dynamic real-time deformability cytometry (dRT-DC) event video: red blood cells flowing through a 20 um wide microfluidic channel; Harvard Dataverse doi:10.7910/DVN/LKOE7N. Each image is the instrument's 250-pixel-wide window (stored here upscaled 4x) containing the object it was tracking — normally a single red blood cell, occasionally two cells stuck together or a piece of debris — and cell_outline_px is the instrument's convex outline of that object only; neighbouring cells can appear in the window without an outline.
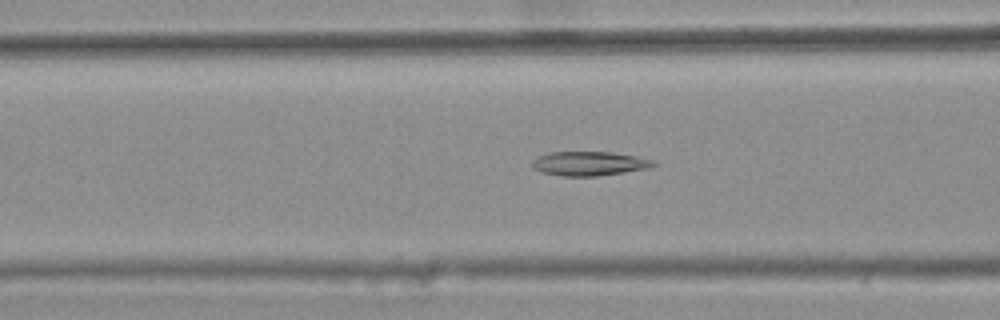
{"species": "common noctule bat (a hibernating species)", "species_latin": "Nyctalus noctula", "temperature_condition": "warm", "stored_images_in_passage": 37, "camera_frame_rate_fps": 3000, "um_per_image_px": 0.085, "animal": {"sex": "female", "body_mass_g": 25.1}, "frame": {"image": 1, "passage_image": 11, "time_ms": 3.333, "image_size_px": [1000, 320], "cell_outline_px": [[656, 164], [648, 168], [624, 172], [596, 176], [564, 176], [540, 172], [532, 168], [532, 160], [540, 156], [552, 152], [612, 152], [636, 156], [652, 160]], "centroid_in_image_um": [50.06, 13.9], "position_along_channel_um": 116.5, "area_um2": 16.94}}
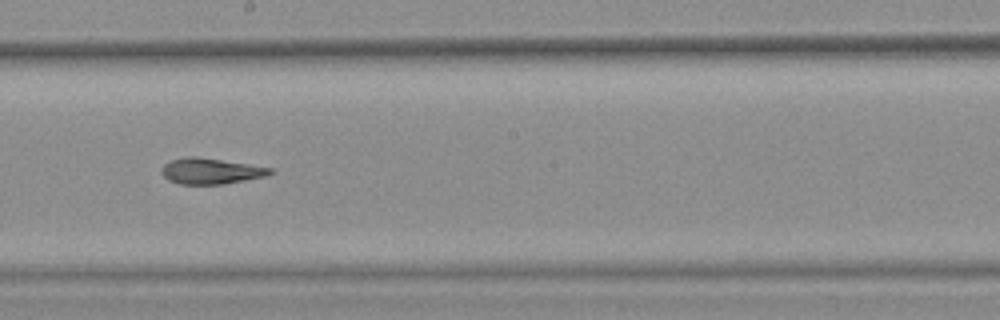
{"frame": {"image": 2, "passage_image": 20, "time_ms": 6.333, "image_size_px": [1000, 320], "cell_outline_px": [[276, 172], [264, 176], [224, 184], [180, 184], [168, 180], [160, 172], [160, 168], [164, 164], [172, 160], [188, 156], [196, 156], [248, 164], [272, 168]], "centroid_in_image_um": [17.89, 14.54], "position_along_channel_um": 230.3, "area_um2": 16.3}}
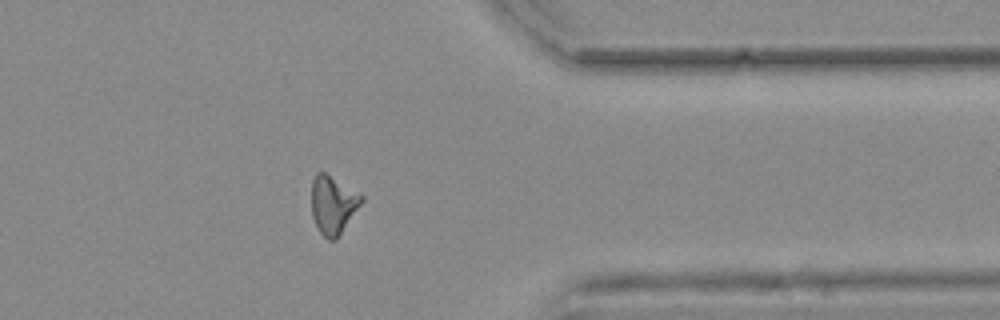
{"frame": {"image": 3, "passage_image": 33, "time_ms": 10.667, "image_size_px": [1000, 320], "cell_outline_px": [[364, 200], [336, 240], [328, 240], [320, 232], [312, 216], [312, 180], [316, 172], [324, 172], [364, 196]], "centroid_in_image_um": [28.3, 17.41], "position_along_channel_um": 383.1, "area_um2": 16.76}, "authors_computed_cell_mechanics": {"area_um2": 16.8198, "velocity_mm_per_s": 3.7994, "shape_relaxation_time_tau1_ms": null, "shape_relaxation_time_tau2_ms": 3.771, "deformation_change_tau1": null, "deformation_change_tau2": 0.1181}}